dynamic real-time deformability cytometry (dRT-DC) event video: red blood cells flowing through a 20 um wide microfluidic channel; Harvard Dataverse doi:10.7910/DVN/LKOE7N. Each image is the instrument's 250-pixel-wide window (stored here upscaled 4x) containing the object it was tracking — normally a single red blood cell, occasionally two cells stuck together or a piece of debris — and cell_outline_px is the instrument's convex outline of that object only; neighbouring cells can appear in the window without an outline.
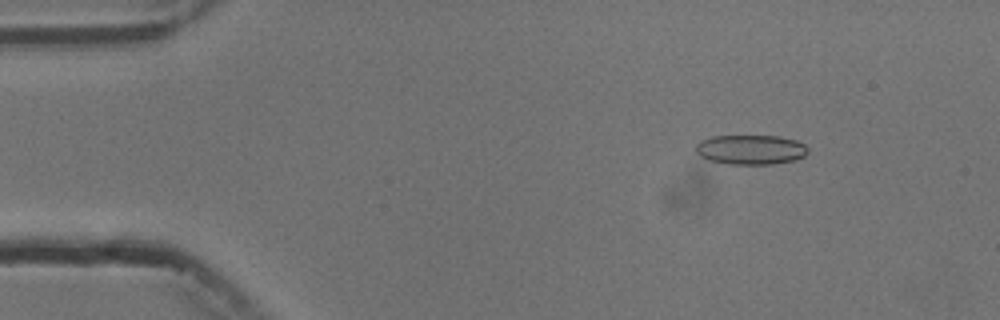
{"species": "common noctule bat (a hibernating species)", "species_latin": "Nyctalus noctula", "temperature_condition": "cold", "stored_images_in_passage": 5, "camera_frame_rate_fps": 3000, "um_per_image_px": 0.085, "animal": {"sex": "male", "body_mass_g": 13.3}, "frame": {"image": 1, "passage_image": 2, "time_ms": 1.0, "image_size_px": [1000, 320], "cell_outline_px": [[808, 152], [804, 156], [796, 160], [772, 164], [728, 164], [708, 160], [700, 156], [696, 152], [696, 144], [700, 140], [712, 136], [780, 136], [796, 140], [804, 144], [808, 148]], "centroid_in_image_um": [63.81, 12.72], "position_along_channel_um": 21.2, "area_um2": 19.54}}
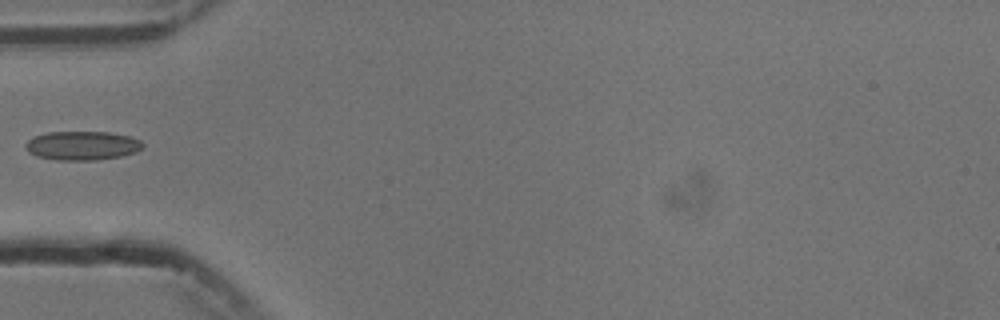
{"frame": {"image": 2, "passage_image": 5, "time_ms": 4.667, "image_size_px": [1000, 320], "cell_outline_px": [[144, 148], [136, 152], [120, 156], [96, 160], [56, 160], [36, 156], [28, 152], [24, 144], [28, 140], [36, 136], [48, 132], [108, 132], [132, 136], [140, 140], [144, 144]], "centroid_in_image_um": [7.01, 12.38], "position_along_channel_um": 78.0, "area_um2": 19.88}}